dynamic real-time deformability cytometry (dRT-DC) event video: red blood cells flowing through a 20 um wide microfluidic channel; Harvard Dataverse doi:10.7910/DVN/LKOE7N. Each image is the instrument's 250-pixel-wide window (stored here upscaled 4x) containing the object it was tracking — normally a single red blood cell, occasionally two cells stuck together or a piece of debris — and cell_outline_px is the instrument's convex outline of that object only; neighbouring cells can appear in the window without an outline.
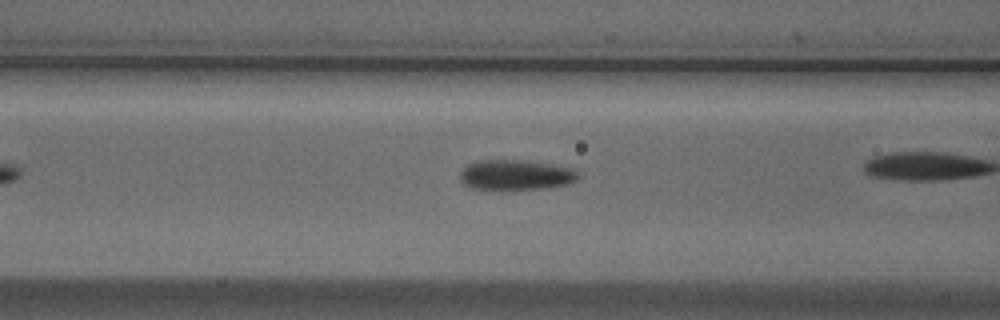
{"species": "Egyptian fruit bat (a non-hibernating species)", "species_latin": "Rousettus aegyptiacus", "temperature_condition": "cold", "stored_images_in_passage": 29, "camera_frame_rate_fps": 3000, "um_per_image_px": 0.085, "animal": {"sex": "male"}, "frame": {"image": 1, "passage_image": 9, "time_ms": 2.667, "image_size_px": [1000, 320], "cell_outline_px": [[580, 176], [576, 180], [568, 184], [544, 188], [472, 188], [464, 184], [460, 180], [460, 172], [468, 164], [476, 160], [524, 160], [572, 168]], "centroid_in_image_um": [43.82, 14.84], "position_along_channel_um": 122.8, "area_um2": 20.35}}
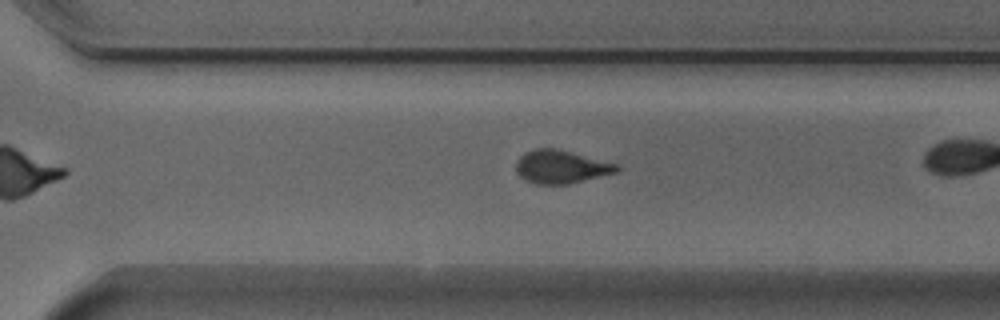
{"frame": {"image": 2, "passage_image": 25, "time_ms": 8.0, "image_size_px": [1000, 320], "cell_outline_px": [[620, 168], [616, 172], [568, 184], [536, 184], [524, 180], [516, 172], [516, 160], [524, 152], [536, 148], [556, 148], [616, 164]], "centroid_in_image_um": [47.61, 14.18], "position_along_channel_um": 323.0, "area_um2": 19.31}}